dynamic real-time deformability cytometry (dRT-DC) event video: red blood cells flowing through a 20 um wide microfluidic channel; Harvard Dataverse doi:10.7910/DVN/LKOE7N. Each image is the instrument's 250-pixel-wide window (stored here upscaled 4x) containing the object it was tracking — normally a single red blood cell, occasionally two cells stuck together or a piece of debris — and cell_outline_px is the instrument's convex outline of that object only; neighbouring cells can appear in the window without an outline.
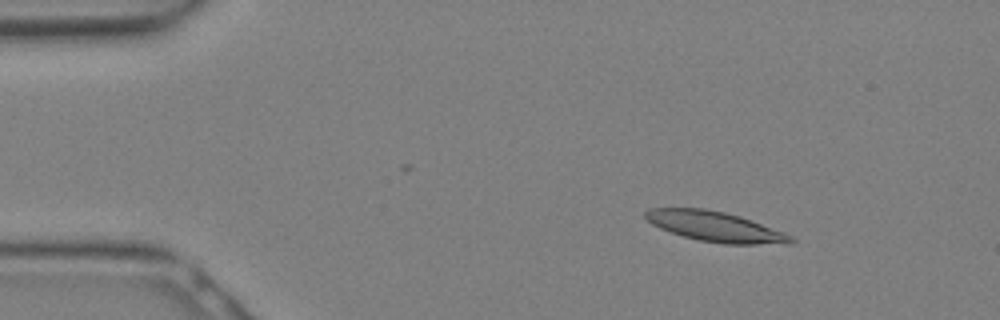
{"species": "Egyptian fruit bat (a non-hibernating species)", "species_latin": "Rousettus aegyptiacus", "temperature_condition": "warm", "stored_images_in_passage": 28, "camera_frame_rate_fps": 3000, "um_per_image_px": 0.085, "animal": {"sex": "female"}, "frame": {"image": 1, "passage_image": 3, "time_ms": 0.667, "image_size_px": [1000, 320], "cell_outline_px": [[796, 240], [788, 244], [724, 244], [700, 240], [684, 236], [660, 228], [652, 224], [644, 216], [644, 212], [648, 208], [704, 208], [724, 212], [740, 216], [784, 232], [792, 236]], "centroid_in_image_um": [60.81, 19.26], "position_along_channel_um": 24.2, "area_um2": 25.37}}
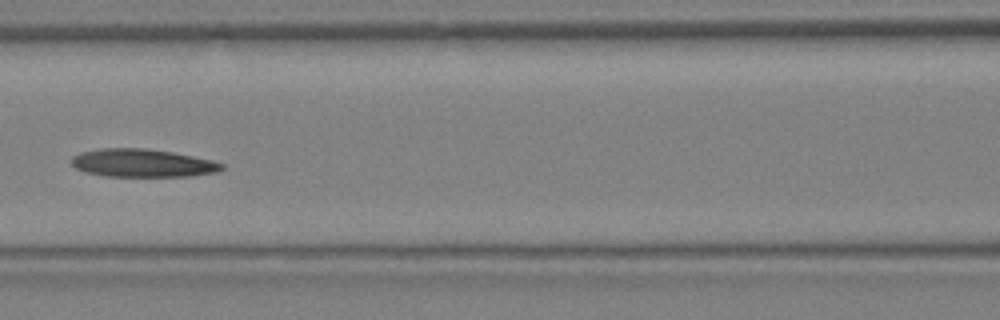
{"frame": {"image": 2, "passage_image": 12, "time_ms": 3.667, "image_size_px": [1000, 320], "cell_outline_px": [[224, 168], [216, 172], [188, 176], [104, 176], [84, 172], [76, 168], [68, 160], [72, 156], [80, 152], [100, 148], [144, 148], [172, 152], [212, 160], [224, 164]], "centroid_in_image_um": [12.05, 13.85], "position_along_channel_um": 154.6, "area_um2": 24.62}}
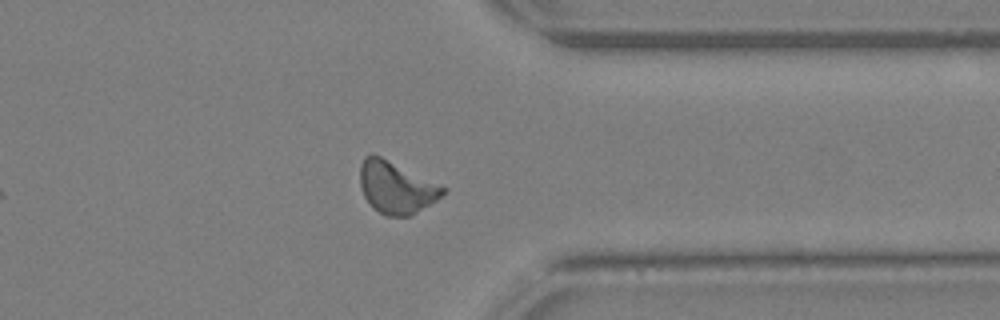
{"frame": {"image": 3, "passage_image": 22, "time_ms": 7.0, "image_size_px": [1000, 320], "cell_outline_px": [[448, 188], [436, 200], [408, 216], [384, 216], [372, 208], [364, 196], [360, 184], [360, 164], [364, 156], [372, 152]], "centroid_in_image_um": [33.63, 15.91], "position_along_channel_um": 377.8, "area_um2": 25.03}}